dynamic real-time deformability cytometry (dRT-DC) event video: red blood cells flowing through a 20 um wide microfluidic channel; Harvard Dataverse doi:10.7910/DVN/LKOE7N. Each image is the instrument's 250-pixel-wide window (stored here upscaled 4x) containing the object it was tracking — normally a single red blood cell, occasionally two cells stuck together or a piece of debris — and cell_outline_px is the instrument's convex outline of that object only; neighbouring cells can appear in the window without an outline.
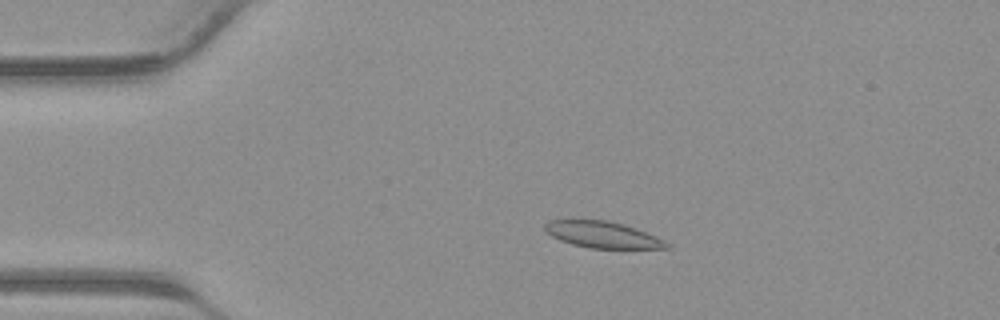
{"species": "common noctule bat (a hibernating species)", "species_latin": "Nyctalus noctula", "temperature_condition": "warm", "stored_images_in_passage": 38, "camera_frame_rate_fps": 3000, "um_per_image_px": 0.085, "animal": {"sex": "male", "body_mass_g": 23.1, "forearm_length_mm": 52.7}, "frame": {"image": 1, "passage_image": 6, "time_ms": 1.667, "image_size_px": [1000, 320], "cell_outline_px": [[672, 248], [588, 248], [572, 244], [560, 240], [552, 236], [544, 228], [544, 224], [548, 220], [608, 220], [624, 224], [636, 228], [656, 236], [664, 240]], "centroid_in_image_um": [51.22, 19.94], "position_along_channel_um": 33.8, "area_um2": 18.67}}
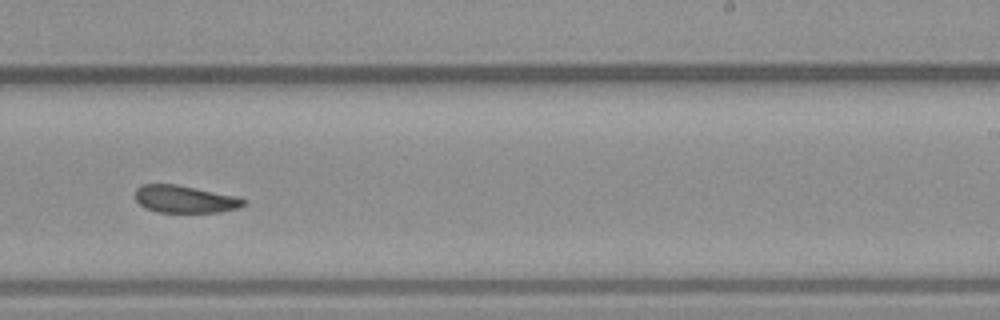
{"frame": {"image": 2, "passage_image": 23, "time_ms": 7.333, "image_size_px": [1000, 320], "cell_outline_px": [[248, 204], [236, 208], [216, 212], [156, 212], [140, 204], [136, 200], [136, 188], [140, 184], [176, 184], [236, 196], [248, 200]], "centroid_in_image_um": [15.73, 16.92], "position_along_channel_um": 273.3, "area_um2": 17.22}}
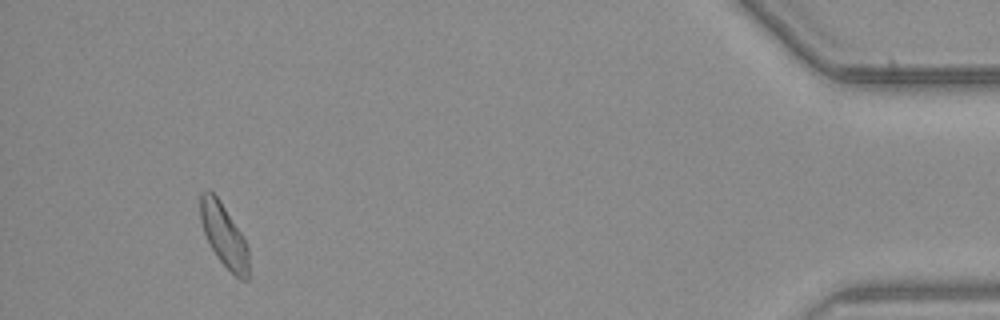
{"frame": {"image": 3, "passage_image": 36, "time_ms": 11.667, "image_size_px": [1000, 320], "cell_outline_px": [[248, 280], [240, 280], [216, 256], [204, 232], [200, 220], [200, 192], [212, 192], [220, 200], [244, 236], [248, 248]], "centroid_in_image_um": [19.05, 20.0], "position_along_channel_um": 416.2, "area_um2": 17.57}}